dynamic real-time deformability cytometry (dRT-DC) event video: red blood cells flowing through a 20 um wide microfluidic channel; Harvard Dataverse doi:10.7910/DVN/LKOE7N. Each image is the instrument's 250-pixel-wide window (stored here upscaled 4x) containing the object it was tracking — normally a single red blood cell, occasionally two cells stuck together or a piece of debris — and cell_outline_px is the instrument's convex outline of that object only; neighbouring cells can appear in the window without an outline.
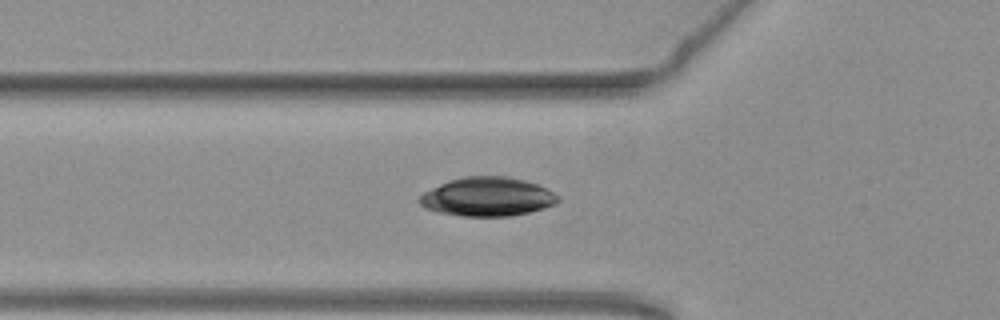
{"species": "common noctule bat (a hibernating species)", "species_latin": "Nyctalus noctula", "temperature_condition": "warm", "stored_images_in_passage": 54, "camera_frame_rate_fps": 3000, "um_per_image_px": 0.085, "animal": {"sex": "female", "body_mass_g": 19.3, "forearm_length_mm": 54.1}, "frame": {"image": 1, "passage_image": 18, "time_ms": 5.667, "image_size_px": [1000, 320], "cell_outline_px": [[560, 200], [556, 204], [544, 208], [512, 216], [464, 216], [440, 212], [424, 208], [420, 204], [420, 196], [424, 192], [448, 180], [464, 176], [508, 176], [524, 180], [536, 184], [560, 196]], "centroid_in_image_um": [41.44, 16.72], "position_along_channel_um": 84.4, "area_um2": 31.27}}
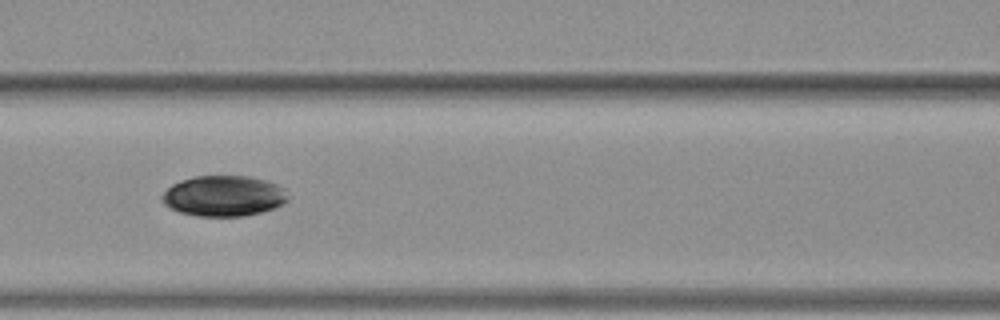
{"frame": {"image": 2, "passage_image": 23, "time_ms": 7.333, "image_size_px": [1000, 320], "cell_outline_px": [[288, 200], [276, 208], [244, 216], [196, 216], [180, 212], [168, 208], [164, 204], [160, 196], [172, 184], [180, 180], [196, 176], [248, 176], [264, 180], [276, 184], [284, 188]], "centroid_in_image_um": [18.99, 16.66], "position_along_channel_um": 147.6, "area_um2": 29.88}}
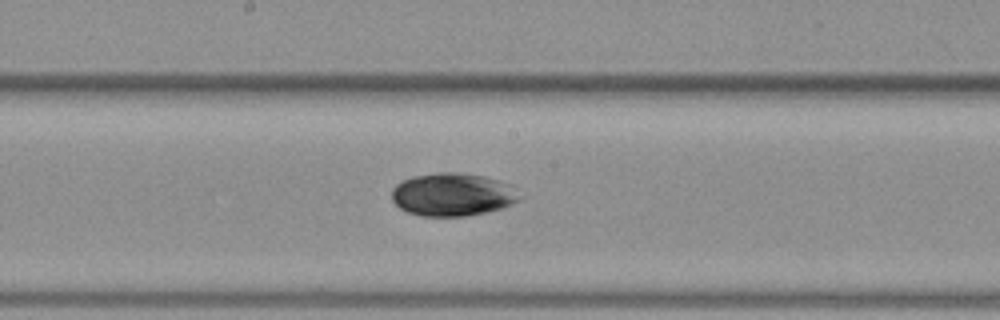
{"frame": {"image": 3, "passage_image": 28, "time_ms": 9.0, "image_size_px": [1000, 320], "cell_outline_px": [[524, 196], [520, 200], [504, 208], [468, 216], [420, 216], [408, 212], [400, 208], [392, 200], [392, 188], [396, 184], [412, 176], [436, 172], [456, 172], [484, 176], [512, 184]], "centroid_in_image_um": [38.53, 16.53], "position_along_channel_um": 209.7, "area_um2": 32.54}}